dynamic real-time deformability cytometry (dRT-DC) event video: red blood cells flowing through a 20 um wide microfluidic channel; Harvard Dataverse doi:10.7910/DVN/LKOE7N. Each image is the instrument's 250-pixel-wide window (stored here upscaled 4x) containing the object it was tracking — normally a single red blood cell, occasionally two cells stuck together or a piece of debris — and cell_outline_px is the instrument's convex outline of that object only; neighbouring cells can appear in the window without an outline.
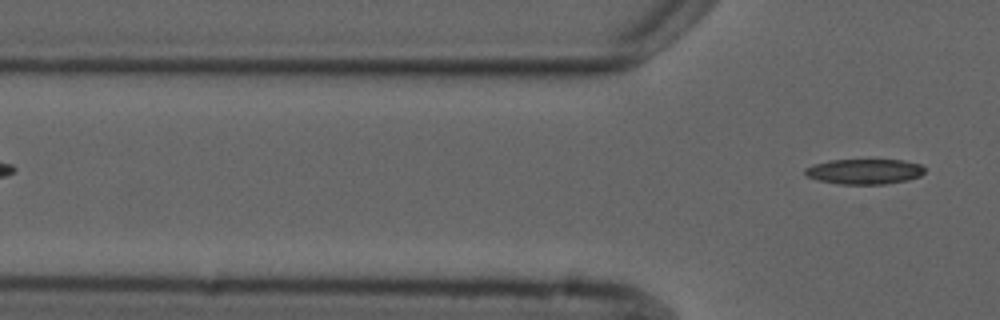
{"species": "common noctule bat (a hibernating species)", "species_latin": "Nyctalus noctula", "temperature_condition": "cold", "stored_images_in_passage": 5, "camera_frame_rate_fps": 3000, "um_per_image_px": 0.085, "animal": {"sex": "male", "forearm_length_mm": 52.5}, "frame": {"image": 1, "passage_image": 5, "time_ms": 4.667, "image_size_px": [1000, 320], "cell_outline_px": [[924, 172], [920, 176], [908, 180], [884, 184], [840, 184], [816, 180], [808, 176], [804, 172], [804, 168], [812, 164], [828, 160], [904, 160], [920, 164], [924, 168]], "centroid_in_image_um": [73.45, 14.57], "position_along_channel_um": 52.4, "area_um2": 17.69}}